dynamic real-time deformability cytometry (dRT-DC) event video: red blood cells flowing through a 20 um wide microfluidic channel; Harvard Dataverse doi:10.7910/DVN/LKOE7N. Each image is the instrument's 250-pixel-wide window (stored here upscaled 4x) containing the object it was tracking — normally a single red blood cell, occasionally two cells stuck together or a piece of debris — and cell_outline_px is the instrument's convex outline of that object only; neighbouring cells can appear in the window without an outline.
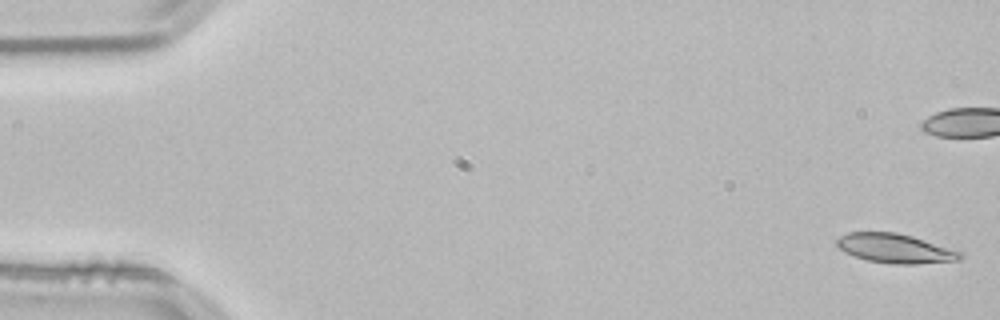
{"species": "common noctule bat (a hibernating species)", "species_latin": "Nyctalus noctula", "temperature_condition": "room temperature", "stored_images_in_passage": 54, "camera_frame_rate_fps": 3000, "um_per_image_px": 0.085, "animal": {"sex": "male", "body_mass_g": 21.5, "forearm_length_mm": 52.0}, "frame": {"image": 1, "passage_image": 1, "time_ms": 0.0, "image_size_px": [1000, 320], "cell_outline_px": [[964, 256], [960, 260], [916, 264], [892, 264], [868, 260], [844, 252], [836, 244], [836, 240], [840, 236], [848, 232], [896, 232], [912, 236], [960, 252]], "centroid_in_image_um": [76.06, 21.11], "position_along_channel_um": 8.9, "area_um2": 20.81}}
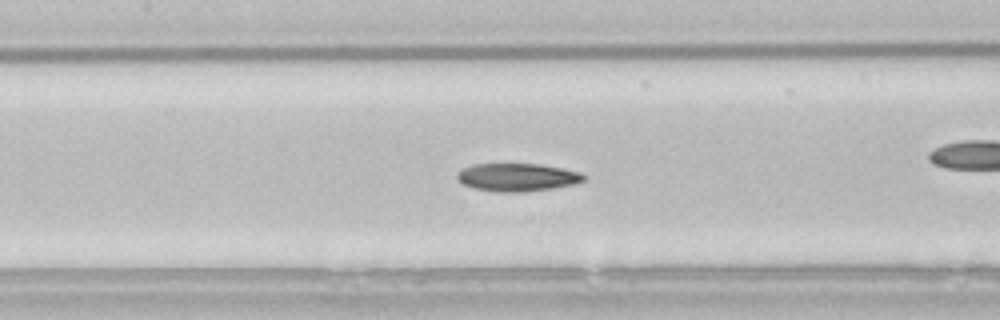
{"frame": {"image": 2, "passage_image": 24, "time_ms": 7.667, "image_size_px": [1000, 320], "cell_outline_px": [[588, 176], [584, 180], [576, 184], [552, 188], [520, 192], [496, 192], [472, 188], [456, 180], [456, 172], [472, 164], [540, 164], [564, 168], [580, 172]], "centroid_in_image_um": [43.97, 15.06], "position_along_channel_um": 163.4, "area_um2": 20.87}, "authors_computed_cell_mechanics": {"area_um2": 20.808, "velocity_mm_per_s": 3.8248, "shape_relaxation_time_tau1_ms": 9.3742, "shape_relaxation_time_tau2_ms": 7.2804, "deformation_change_tau1": 0.2146, "deformation_change_tau2": 0.1422}}